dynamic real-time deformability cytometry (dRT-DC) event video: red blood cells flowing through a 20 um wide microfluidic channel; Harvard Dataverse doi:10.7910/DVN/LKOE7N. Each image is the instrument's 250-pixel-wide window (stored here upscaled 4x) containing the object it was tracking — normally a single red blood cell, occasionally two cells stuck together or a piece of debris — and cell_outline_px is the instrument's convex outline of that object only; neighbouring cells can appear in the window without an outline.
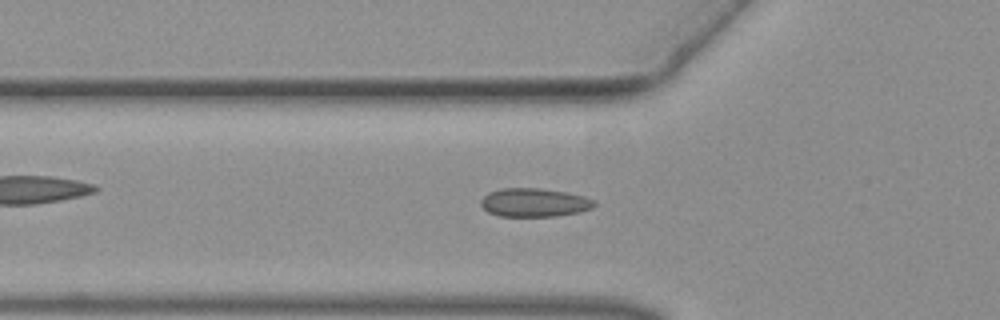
{"species": "common noctule bat (a hibernating species)", "species_latin": "Nyctalus noctula", "temperature_condition": "warm", "stored_images_in_passage": 50, "camera_frame_rate_fps": 3000, "um_per_image_px": 0.085, "animal": {"sex": "female", "body_mass_g": 19.3, "forearm_length_mm": 54.1}, "frame": {"image": 1, "passage_image": 16, "time_ms": 5.0, "image_size_px": [1000, 320], "cell_outline_px": [[596, 204], [592, 208], [580, 212], [556, 216], [500, 216], [488, 212], [480, 204], [480, 200], [488, 192], [500, 188], [536, 188], [568, 192], [584, 196], [596, 200]], "centroid_in_image_um": [45.43, 17.21], "position_along_channel_um": 80.4, "area_um2": 19.02}}
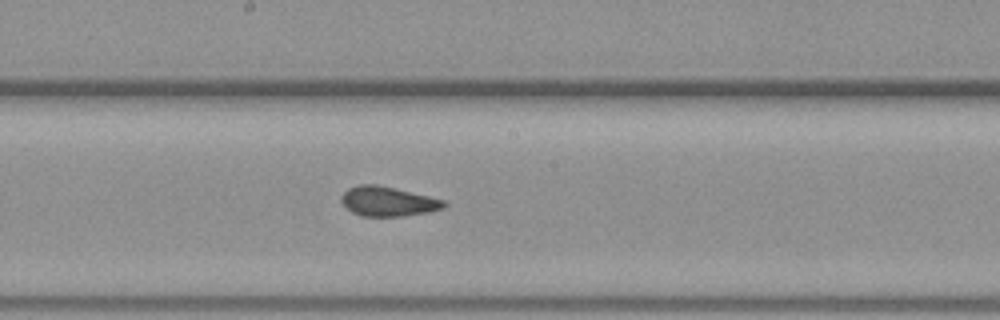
{"frame": {"image": 2, "passage_image": 26, "time_ms": 8.333, "image_size_px": [1000, 320], "cell_outline_px": [[448, 204], [444, 208], [428, 212], [404, 216], [360, 216], [352, 212], [340, 200], [340, 196], [348, 188], [360, 184], [376, 184], [428, 196], [444, 200]], "centroid_in_image_um": [32.96, 17.12], "position_along_channel_um": 215.2, "area_um2": 17.63}}
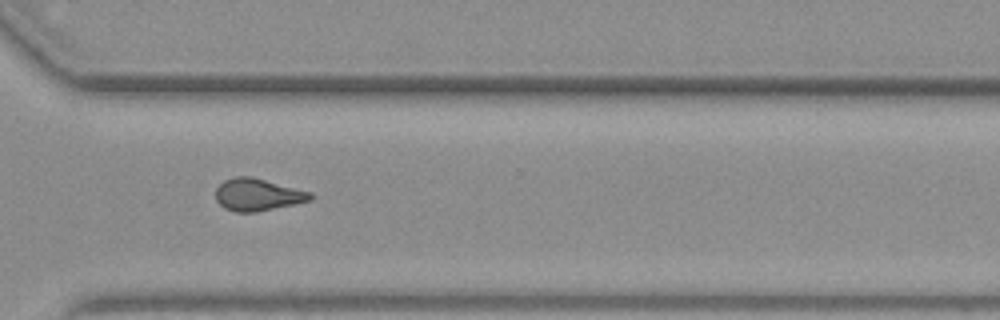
{"frame": {"image": 3, "passage_image": 36, "time_ms": 11.667, "image_size_px": [1000, 320], "cell_outline_px": [[312, 200], [256, 212], [236, 212], [224, 208], [216, 200], [216, 188], [224, 180], [236, 176], [252, 176], [312, 192]], "centroid_in_image_um": [21.89, 16.54], "position_along_channel_um": 348.7, "area_um2": 17.8}}